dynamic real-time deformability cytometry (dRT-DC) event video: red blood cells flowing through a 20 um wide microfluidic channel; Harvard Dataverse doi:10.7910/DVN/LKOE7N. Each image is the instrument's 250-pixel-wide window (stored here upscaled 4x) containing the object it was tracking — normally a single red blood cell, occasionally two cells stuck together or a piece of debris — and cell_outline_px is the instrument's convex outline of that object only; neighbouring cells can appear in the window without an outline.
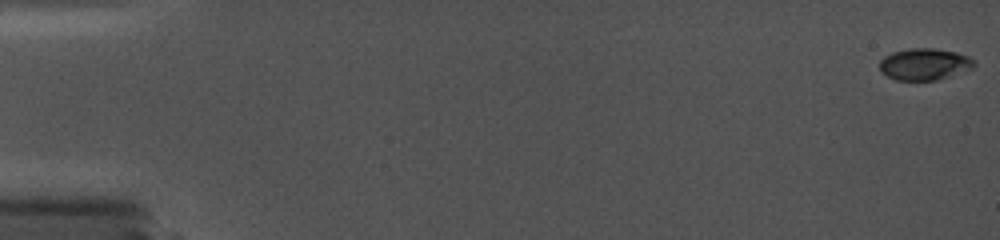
{"species": "common noctule bat (a hibernating species)", "species_latin": "Nyctalus noctula", "temperature_condition": "cold", "stored_images_in_passage": 91, "camera_frame_rate_fps": 5000, "um_per_image_px": 0.085, "animal": {"sex": "female", "body_mass_g": 19.0, "forearm_length_mm": 56.7}, "frame": {"image": 1, "passage_image": 1, "time_ms": 0.0, "image_size_px": [1000, 240], "cell_outline_px": [[976, 64], [972, 68], [936, 80], [896, 80], [880, 72], [880, 60], [884, 56], [892, 52], [908, 48], [932, 48], [956, 52], [968, 56], [976, 60]], "centroid_in_image_um": [78.56, 5.44], "position_along_channel_um": 6.4, "area_um2": 17.46}}
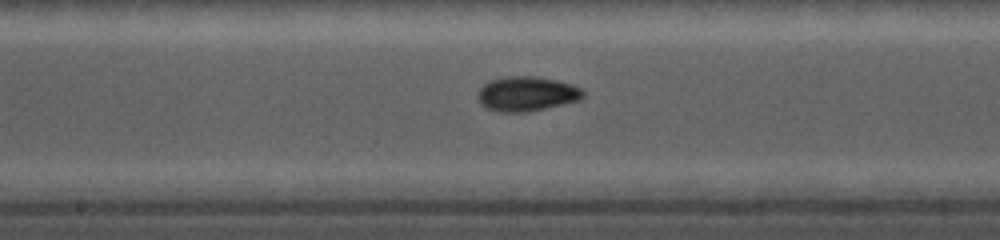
{"frame": {"image": 2, "passage_image": 52, "time_ms": 9.6, "image_size_px": [1000, 240], "cell_outline_px": [[584, 96], [580, 100], [564, 104], [524, 112], [496, 112], [480, 104], [476, 96], [476, 92], [484, 84], [492, 80], [508, 76], [536, 76], [556, 80], [572, 84], [580, 88], [584, 92]], "centroid_in_image_um": [44.75, 7.97], "position_along_channel_um": 203.5, "area_um2": 21.33}}
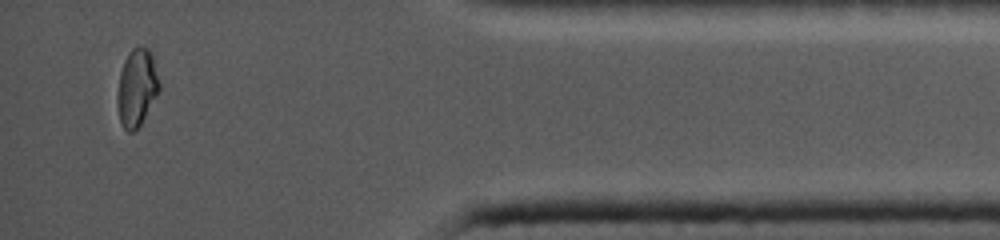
{"frame": {"image": 3, "passage_image": 86, "time_ms": 16.0, "image_size_px": [1000, 240], "cell_outline_px": [[160, 88], [156, 96], [140, 124], [132, 132], [128, 132], [124, 128], [120, 120], [116, 100], [116, 96], [120, 72], [124, 60], [128, 52], [132, 48], [140, 44], [148, 48], [152, 52], [160, 80]], "centroid_in_image_um": [11.63, 7.37], "position_along_channel_um": 423.6, "area_um2": 19.13}}